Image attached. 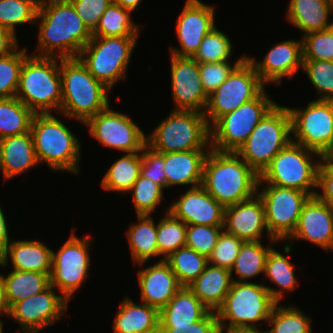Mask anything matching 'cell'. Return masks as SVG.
<instances>
[{
    "label": "cell",
    "instance_id": "obj_9",
    "mask_svg": "<svg viewBox=\"0 0 333 333\" xmlns=\"http://www.w3.org/2000/svg\"><path fill=\"white\" fill-rule=\"evenodd\" d=\"M314 156L318 157V160L314 159L316 162L313 161ZM322 158L317 152L291 141L274 156L259 175L258 184L293 188L313 197L317 192L315 188H317L318 169Z\"/></svg>",
    "mask_w": 333,
    "mask_h": 333
},
{
    "label": "cell",
    "instance_id": "obj_45",
    "mask_svg": "<svg viewBox=\"0 0 333 333\" xmlns=\"http://www.w3.org/2000/svg\"><path fill=\"white\" fill-rule=\"evenodd\" d=\"M163 187L151 179L139 176L128 191L133 193L132 201L137 215H151L163 199Z\"/></svg>",
    "mask_w": 333,
    "mask_h": 333
},
{
    "label": "cell",
    "instance_id": "obj_49",
    "mask_svg": "<svg viewBox=\"0 0 333 333\" xmlns=\"http://www.w3.org/2000/svg\"><path fill=\"white\" fill-rule=\"evenodd\" d=\"M243 243L236 236L230 235L223 230L211 255L208 257V264L231 270Z\"/></svg>",
    "mask_w": 333,
    "mask_h": 333
},
{
    "label": "cell",
    "instance_id": "obj_19",
    "mask_svg": "<svg viewBox=\"0 0 333 333\" xmlns=\"http://www.w3.org/2000/svg\"><path fill=\"white\" fill-rule=\"evenodd\" d=\"M214 13L213 5L186 0L175 26L181 48L170 47V54L193 58L204 36L215 27Z\"/></svg>",
    "mask_w": 333,
    "mask_h": 333
},
{
    "label": "cell",
    "instance_id": "obj_32",
    "mask_svg": "<svg viewBox=\"0 0 333 333\" xmlns=\"http://www.w3.org/2000/svg\"><path fill=\"white\" fill-rule=\"evenodd\" d=\"M152 215H137V223L131 224L126 234L132 260L143 266L153 257H158L157 225Z\"/></svg>",
    "mask_w": 333,
    "mask_h": 333
},
{
    "label": "cell",
    "instance_id": "obj_24",
    "mask_svg": "<svg viewBox=\"0 0 333 333\" xmlns=\"http://www.w3.org/2000/svg\"><path fill=\"white\" fill-rule=\"evenodd\" d=\"M141 302L157 308L165 307L182 287L170 265L160 260L138 271Z\"/></svg>",
    "mask_w": 333,
    "mask_h": 333
},
{
    "label": "cell",
    "instance_id": "obj_50",
    "mask_svg": "<svg viewBox=\"0 0 333 333\" xmlns=\"http://www.w3.org/2000/svg\"><path fill=\"white\" fill-rule=\"evenodd\" d=\"M246 57L240 56L234 61V65L229 61L218 63H199L200 79L205 93L209 96L213 93L230 75L233 69Z\"/></svg>",
    "mask_w": 333,
    "mask_h": 333
},
{
    "label": "cell",
    "instance_id": "obj_38",
    "mask_svg": "<svg viewBox=\"0 0 333 333\" xmlns=\"http://www.w3.org/2000/svg\"><path fill=\"white\" fill-rule=\"evenodd\" d=\"M33 116L18 98H0V139L29 132Z\"/></svg>",
    "mask_w": 333,
    "mask_h": 333
},
{
    "label": "cell",
    "instance_id": "obj_62",
    "mask_svg": "<svg viewBox=\"0 0 333 333\" xmlns=\"http://www.w3.org/2000/svg\"><path fill=\"white\" fill-rule=\"evenodd\" d=\"M17 333H20L19 331ZM24 333H37V332H24Z\"/></svg>",
    "mask_w": 333,
    "mask_h": 333
},
{
    "label": "cell",
    "instance_id": "obj_7",
    "mask_svg": "<svg viewBox=\"0 0 333 333\" xmlns=\"http://www.w3.org/2000/svg\"><path fill=\"white\" fill-rule=\"evenodd\" d=\"M147 145L159 153L210 150V126L204 113L173 109L147 136Z\"/></svg>",
    "mask_w": 333,
    "mask_h": 333
},
{
    "label": "cell",
    "instance_id": "obj_42",
    "mask_svg": "<svg viewBox=\"0 0 333 333\" xmlns=\"http://www.w3.org/2000/svg\"><path fill=\"white\" fill-rule=\"evenodd\" d=\"M40 0H0V28L16 35V26L32 23L36 17Z\"/></svg>",
    "mask_w": 333,
    "mask_h": 333
},
{
    "label": "cell",
    "instance_id": "obj_3",
    "mask_svg": "<svg viewBox=\"0 0 333 333\" xmlns=\"http://www.w3.org/2000/svg\"><path fill=\"white\" fill-rule=\"evenodd\" d=\"M62 102L60 114L84 124L109 106L111 92L96 80L78 57L60 58Z\"/></svg>",
    "mask_w": 333,
    "mask_h": 333
},
{
    "label": "cell",
    "instance_id": "obj_10",
    "mask_svg": "<svg viewBox=\"0 0 333 333\" xmlns=\"http://www.w3.org/2000/svg\"><path fill=\"white\" fill-rule=\"evenodd\" d=\"M138 37H92L78 55L93 77L110 90L126 80L127 68Z\"/></svg>",
    "mask_w": 333,
    "mask_h": 333
},
{
    "label": "cell",
    "instance_id": "obj_29",
    "mask_svg": "<svg viewBox=\"0 0 333 333\" xmlns=\"http://www.w3.org/2000/svg\"><path fill=\"white\" fill-rule=\"evenodd\" d=\"M232 283L229 269L208 264L188 288L210 311L216 312L224 303Z\"/></svg>",
    "mask_w": 333,
    "mask_h": 333
},
{
    "label": "cell",
    "instance_id": "obj_59",
    "mask_svg": "<svg viewBox=\"0 0 333 333\" xmlns=\"http://www.w3.org/2000/svg\"><path fill=\"white\" fill-rule=\"evenodd\" d=\"M220 333H266L264 330H251V329H246V330H221Z\"/></svg>",
    "mask_w": 333,
    "mask_h": 333
},
{
    "label": "cell",
    "instance_id": "obj_16",
    "mask_svg": "<svg viewBox=\"0 0 333 333\" xmlns=\"http://www.w3.org/2000/svg\"><path fill=\"white\" fill-rule=\"evenodd\" d=\"M83 125L89 129L91 137L113 150L140 152L147 145V136L141 128L126 114L111 109L110 105Z\"/></svg>",
    "mask_w": 333,
    "mask_h": 333
},
{
    "label": "cell",
    "instance_id": "obj_56",
    "mask_svg": "<svg viewBox=\"0 0 333 333\" xmlns=\"http://www.w3.org/2000/svg\"><path fill=\"white\" fill-rule=\"evenodd\" d=\"M8 227L3 209L0 206V257L6 252L8 245L12 242L8 235Z\"/></svg>",
    "mask_w": 333,
    "mask_h": 333
},
{
    "label": "cell",
    "instance_id": "obj_47",
    "mask_svg": "<svg viewBox=\"0 0 333 333\" xmlns=\"http://www.w3.org/2000/svg\"><path fill=\"white\" fill-rule=\"evenodd\" d=\"M303 60L333 61V26L303 35Z\"/></svg>",
    "mask_w": 333,
    "mask_h": 333
},
{
    "label": "cell",
    "instance_id": "obj_34",
    "mask_svg": "<svg viewBox=\"0 0 333 333\" xmlns=\"http://www.w3.org/2000/svg\"><path fill=\"white\" fill-rule=\"evenodd\" d=\"M142 151L126 153L109 167L103 176L101 186L104 190L127 193L141 173Z\"/></svg>",
    "mask_w": 333,
    "mask_h": 333
},
{
    "label": "cell",
    "instance_id": "obj_35",
    "mask_svg": "<svg viewBox=\"0 0 333 333\" xmlns=\"http://www.w3.org/2000/svg\"><path fill=\"white\" fill-rule=\"evenodd\" d=\"M294 269V263H291L287 256L273 247L270 249L266 260L265 276L279 286V289L269 286H266V288L276 303H280L279 301L285 297V291L290 292L297 287L298 282H296Z\"/></svg>",
    "mask_w": 333,
    "mask_h": 333
},
{
    "label": "cell",
    "instance_id": "obj_51",
    "mask_svg": "<svg viewBox=\"0 0 333 333\" xmlns=\"http://www.w3.org/2000/svg\"><path fill=\"white\" fill-rule=\"evenodd\" d=\"M141 176L151 179L166 188V173L164 171V153H159L146 145L142 150Z\"/></svg>",
    "mask_w": 333,
    "mask_h": 333
},
{
    "label": "cell",
    "instance_id": "obj_61",
    "mask_svg": "<svg viewBox=\"0 0 333 333\" xmlns=\"http://www.w3.org/2000/svg\"><path fill=\"white\" fill-rule=\"evenodd\" d=\"M333 7V0H326Z\"/></svg>",
    "mask_w": 333,
    "mask_h": 333
},
{
    "label": "cell",
    "instance_id": "obj_60",
    "mask_svg": "<svg viewBox=\"0 0 333 333\" xmlns=\"http://www.w3.org/2000/svg\"><path fill=\"white\" fill-rule=\"evenodd\" d=\"M3 321L2 320H0V333H3Z\"/></svg>",
    "mask_w": 333,
    "mask_h": 333
},
{
    "label": "cell",
    "instance_id": "obj_15",
    "mask_svg": "<svg viewBox=\"0 0 333 333\" xmlns=\"http://www.w3.org/2000/svg\"><path fill=\"white\" fill-rule=\"evenodd\" d=\"M257 190L264 204L270 235L279 242L288 240L297 226L303 205L311 196L297 189L270 184H258Z\"/></svg>",
    "mask_w": 333,
    "mask_h": 333
},
{
    "label": "cell",
    "instance_id": "obj_12",
    "mask_svg": "<svg viewBox=\"0 0 333 333\" xmlns=\"http://www.w3.org/2000/svg\"><path fill=\"white\" fill-rule=\"evenodd\" d=\"M264 85L250 60L245 57L208 96L204 115L209 126L221 116L258 97L265 90Z\"/></svg>",
    "mask_w": 333,
    "mask_h": 333
},
{
    "label": "cell",
    "instance_id": "obj_30",
    "mask_svg": "<svg viewBox=\"0 0 333 333\" xmlns=\"http://www.w3.org/2000/svg\"><path fill=\"white\" fill-rule=\"evenodd\" d=\"M113 322V333H157L159 310L143 302L124 298Z\"/></svg>",
    "mask_w": 333,
    "mask_h": 333
},
{
    "label": "cell",
    "instance_id": "obj_28",
    "mask_svg": "<svg viewBox=\"0 0 333 333\" xmlns=\"http://www.w3.org/2000/svg\"><path fill=\"white\" fill-rule=\"evenodd\" d=\"M210 310L188 287H181L159 311V327H183L202 320Z\"/></svg>",
    "mask_w": 333,
    "mask_h": 333
},
{
    "label": "cell",
    "instance_id": "obj_21",
    "mask_svg": "<svg viewBox=\"0 0 333 333\" xmlns=\"http://www.w3.org/2000/svg\"><path fill=\"white\" fill-rule=\"evenodd\" d=\"M224 207L200 185L183 193L168 208L186 225L224 226Z\"/></svg>",
    "mask_w": 333,
    "mask_h": 333
},
{
    "label": "cell",
    "instance_id": "obj_8",
    "mask_svg": "<svg viewBox=\"0 0 333 333\" xmlns=\"http://www.w3.org/2000/svg\"><path fill=\"white\" fill-rule=\"evenodd\" d=\"M291 115L278 103L256 125L236 153L258 174L292 141Z\"/></svg>",
    "mask_w": 333,
    "mask_h": 333
},
{
    "label": "cell",
    "instance_id": "obj_4",
    "mask_svg": "<svg viewBox=\"0 0 333 333\" xmlns=\"http://www.w3.org/2000/svg\"><path fill=\"white\" fill-rule=\"evenodd\" d=\"M16 98L34 114L60 112V58L28 55L23 62Z\"/></svg>",
    "mask_w": 333,
    "mask_h": 333
},
{
    "label": "cell",
    "instance_id": "obj_22",
    "mask_svg": "<svg viewBox=\"0 0 333 333\" xmlns=\"http://www.w3.org/2000/svg\"><path fill=\"white\" fill-rule=\"evenodd\" d=\"M288 239L292 244L294 239L309 241L333 252V208L316 196L310 197L303 205L297 226Z\"/></svg>",
    "mask_w": 333,
    "mask_h": 333
},
{
    "label": "cell",
    "instance_id": "obj_20",
    "mask_svg": "<svg viewBox=\"0 0 333 333\" xmlns=\"http://www.w3.org/2000/svg\"><path fill=\"white\" fill-rule=\"evenodd\" d=\"M223 230L243 242L260 241L266 230L271 243L278 242L268 231L264 204L257 193L247 200L225 207Z\"/></svg>",
    "mask_w": 333,
    "mask_h": 333
},
{
    "label": "cell",
    "instance_id": "obj_1",
    "mask_svg": "<svg viewBox=\"0 0 333 333\" xmlns=\"http://www.w3.org/2000/svg\"><path fill=\"white\" fill-rule=\"evenodd\" d=\"M40 19L33 55L75 58L93 37L69 0H40L36 25Z\"/></svg>",
    "mask_w": 333,
    "mask_h": 333
},
{
    "label": "cell",
    "instance_id": "obj_54",
    "mask_svg": "<svg viewBox=\"0 0 333 333\" xmlns=\"http://www.w3.org/2000/svg\"><path fill=\"white\" fill-rule=\"evenodd\" d=\"M216 312L210 311L202 320L183 327H159L157 333H220Z\"/></svg>",
    "mask_w": 333,
    "mask_h": 333
},
{
    "label": "cell",
    "instance_id": "obj_52",
    "mask_svg": "<svg viewBox=\"0 0 333 333\" xmlns=\"http://www.w3.org/2000/svg\"><path fill=\"white\" fill-rule=\"evenodd\" d=\"M78 16L85 25L93 31L99 23L100 17L113 3V0H69Z\"/></svg>",
    "mask_w": 333,
    "mask_h": 333
},
{
    "label": "cell",
    "instance_id": "obj_55",
    "mask_svg": "<svg viewBox=\"0 0 333 333\" xmlns=\"http://www.w3.org/2000/svg\"><path fill=\"white\" fill-rule=\"evenodd\" d=\"M16 36L10 30L0 28V57L9 55L18 48Z\"/></svg>",
    "mask_w": 333,
    "mask_h": 333
},
{
    "label": "cell",
    "instance_id": "obj_41",
    "mask_svg": "<svg viewBox=\"0 0 333 333\" xmlns=\"http://www.w3.org/2000/svg\"><path fill=\"white\" fill-rule=\"evenodd\" d=\"M157 224V246L158 252L165 260L172 252L186 246L187 225L180 219L174 217L168 209Z\"/></svg>",
    "mask_w": 333,
    "mask_h": 333
},
{
    "label": "cell",
    "instance_id": "obj_31",
    "mask_svg": "<svg viewBox=\"0 0 333 333\" xmlns=\"http://www.w3.org/2000/svg\"><path fill=\"white\" fill-rule=\"evenodd\" d=\"M331 12L333 7L326 0H290L286 16L289 23L305 35L331 28Z\"/></svg>",
    "mask_w": 333,
    "mask_h": 333
},
{
    "label": "cell",
    "instance_id": "obj_39",
    "mask_svg": "<svg viewBox=\"0 0 333 333\" xmlns=\"http://www.w3.org/2000/svg\"><path fill=\"white\" fill-rule=\"evenodd\" d=\"M165 261L170 265L182 287L192 284L208 265L206 256L186 246L172 252Z\"/></svg>",
    "mask_w": 333,
    "mask_h": 333
},
{
    "label": "cell",
    "instance_id": "obj_40",
    "mask_svg": "<svg viewBox=\"0 0 333 333\" xmlns=\"http://www.w3.org/2000/svg\"><path fill=\"white\" fill-rule=\"evenodd\" d=\"M311 321L299 308L276 303L267 321L272 327L265 331L266 333H312Z\"/></svg>",
    "mask_w": 333,
    "mask_h": 333
},
{
    "label": "cell",
    "instance_id": "obj_23",
    "mask_svg": "<svg viewBox=\"0 0 333 333\" xmlns=\"http://www.w3.org/2000/svg\"><path fill=\"white\" fill-rule=\"evenodd\" d=\"M255 68L264 84H280L284 77L293 78L303 64L302 39L284 40L276 43L258 62L255 58L246 56Z\"/></svg>",
    "mask_w": 333,
    "mask_h": 333
},
{
    "label": "cell",
    "instance_id": "obj_25",
    "mask_svg": "<svg viewBox=\"0 0 333 333\" xmlns=\"http://www.w3.org/2000/svg\"><path fill=\"white\" fill-rule=\"evenodd\" d=\"M210 150H188L164 153L166 188L177 185H202L203 165Z\"/></svg>",
    "mask_w": 333,
    "mask_h": 333
},
{
    "label": "cell",
    "instance_id": "obj_11",
    "mask_svg": "<svg viewBox=\"0 0 333 333\" xmlns=\"http://www.w3.org/2000/svg\"><path fill=\"white\" fill-rule=\"evenodd\" d=\"M276 104L264 90L255 99L221 116L210 127L211 148L220 152H236Z\"/></svg>",
    "mask_w": 333,
    "mask_h": 333
},
{
    "label": "cell",
    "instance_id": "obj_53",
    "mask_svg": "<svg viewBox=\"0 0 333 333\" xmlns=\"http://www.w3.org/2000/svg\"><path fill=\"white\" fill-rule=\"evenodd\" d=\"M316 197L333 208V156H325L321 159L318 169Z\"/></svg>",
    "mask_w": 333,
    "mask_h": 333
},
{
    "label": "cell",
    "instance_id": "obj_37",
    "mask_svg": "<svg viewBox=\"0 0 333 333\" xmlns=\"http://www.w3.org/2000/svg\"><path fill=\"white\" fill-rule=\"evenodd\" d=\"M131 11L112 3L92 31L93 37H139L141 27L132 22Z\"/></svg>",
    "mask_w": 333,
    "mask_h": 333
},
{
    "label": "cell",
    "instance_id": "obj_48",
    "mask_svg": "<svg viewBox=\"0 0 333 333\" xmlns=\"http://www.w3.org/2000/svg\"><path fill=\"white\" fill-rule=\"evenodd\" d=\"M224 226L187 225L186 247L194 249L197 253L206 256L211 255L217 239Z\"/></svg>",
    "mask_w": 333,
    "mask_h": 333
},
{
    "label": "cell",
    "instance_id": "obj_26",
    "mask_svg": "<svg viewBox=\"0 0 333 333\" xmlns=\"http://www.w3.org/2000/svg\"><path fill=\"white\" fill-rule=\"evenodd\" d=\"M38 163L30 131L0 139V164L5 181L21 176Z\"/></svg>",
    "mask_w": 333,
    "mask_h": 333
},
{
    "label": "cell",
    "instance_id": "obj_57",
    "mask_svg": "<svg viewBox=\"0 0 333 333\" xmlns=\"http://www.w3.org/2000/svg\"><path fill=\"white\" fill-rule=\"evenodd\" d=\"M142 0H113L114 3L118 4L122 8L128 9L131 12L138 10Z\"/></svg>",
    "mask_w": 333,
    "mask_h": 333
},
{
    "label": "cell",
    "instance_id": "obj_58",
    "mask_svg": "<svg viewBox=\"0 0 333 333\" xmlns=\"http://www.w3.org/2000/svg\"><path fill=\"white\" fill-rule=\"evenodd\" d=\"M8 314H9V308L5 300L4 284L0 274V317L2 315H8Z\"/></svg>",
    "mask_w": 333,
    "mask_h": 333
},
{
    "label": "cell",
    "instance_id": "obj_46",
    "mask_svg": "<svg viewBox=\"0 0 333 333\" xmlns=\"http://www.w3.org/2000/svg\"><path fill=\"white\" fill-rule=\"evenodd\" d=\"M302 69L320 94L317 100L333 101V61L303 60Z\"/></svg>",
    "mask_w": 333,
    "mask_h": 333
},
{
    "label": "cell",
    "instance_id": "obj_33",
    "mask_svg": "<svg viewBox=\"0 0 333 333\" xmlns=\"http://www.w3.org/2000/svg\"><path fill=\"white\" fill-rule=\"evenodd\" d=\"M50 274L21 270H12L6 276L1 274L8 308L47 289L50 286Z\"/></svg>",
    "mask_w": 333,
    "mask_h": 333
},
{
    "label": "cell",
    "instance_id": "obj_18",
    "mask_svg": "<svg viewBox=\"0 0 333 333\" xmlns=\"http://www.w3.org/2000/svg\"><path fill=\"white\" fill-rule=\"evenodd\" d=\"M170 55L174 110H193L204 113L208 95L200 79L199 63L194 58Z\"/></svg>",
    "mask_w": 333,
    "mask_h": 333
},
{
    "label": "cell",
    "instance_id": "obj_2",
    "mask_svg": "<svg viewBox=\"0 0 333 333\" xmlns=\"http://www.w3.org/2000/svg\"><path fill=\"white\" fill-rule=\"evenodd\" d=\"M258 181L259 175L236 152H208L202 186L224 208L253 197Z\"/></svg>",
    "mask_w": 333,
    "mask_h": 333
},
{
    "label": "cell",
    "instance_id": "obj_44",
    "mask_svg": "<svg viewBox=\"0 0 333 333\" xmlns=\"http://www.w3.org/2000/svg\"><path fill=\"white\" fill-rule=\"evenodd\" d=\"M27 48L16 49L9 55L0 57V98L16 97L19 78Z\"/></svg>",
    "mask_w": 333,
    "mask_h": 333
},
{
    "label": "cell",
    "instance_id": "obj_43",
    "mask_svg": "<svg viewBox=\"0 0 333 333\" xmlns=\"http://www.w3.org/2000/svg\"><path fill=\"white\" fill-rule=\"evenodd\" d=\"M233 45L228 36L215 26L206 34L199 46L194 59L198 63H218L229 61L233 52Z\"/></svg>",
    "mask_w": 333,
    "mask_h": 333
},
{
    "label": "cell",
    "instance_id": "obj_14",
    "mask_svg": "<svg viewBox=\"0 0 333 333\" xmlns=\"http://www.w3.org/2000/svg\"><path fill=\"white\" fill-rule=\"evenodd\" d=\"M68 240L55 253L52 251V269L50 285L58 288L61 294L70 302L75 291L81 288L89 276L91 265L89 250L90 235L79 238L74 229Z\"/></svg>",
    "mask_w": 333,
    "mask_h": 333
},
{
    "label": "cell",
    "instance_id": "obj_36",
    "mask_svg": "<svg viewBox=\"0 0 333 333\" xmlns=\"http://www.w3.org/2000/svg\"><path fill=\"white\" fill-rule=\"evenodd\" d=\"M262 241L244 242L230 272L238 276L235 282H249L248 279L265 273L266 260L272 246H263Z\"/></svg>",
    "mask_w": 333,
    "mask_h": 333
},
{
    "label": "cell",
    "instance_id": "obj_6",
    "mask_svg": "<svg viewBox=\"0 0 333 333\" xmlns=\"http://www.w3.org/2000/svg\"><path fill=\"white\" fill-rule=\"evenodd\" d=\"M275 305L265 285L251 280L233 281L224 303L216 311L220 330H257L258 324L268 321Z\"/></svg>",
    "mask_w": 333,
    "mask_h": 333
},
{
    "label": "cell",
    "instance_id": "obj_13",
    "mask_svg": "<svg viewBox=\"0 0 333 333\" xmlns=\"http://www.w3.org/2000/svg\"><path fill=\"white\" fill-rule=\"evenodd\" d=\"M292 142L322 157L333 156V101L314 100L305 109L288 107Z\"/></svg>",
    "mask_w": 333,
    "mask_h": 333
},
{
    "label": "cell",
    "instance_id": "obj_27",
    "mask_svg": "<svg viewBox=\"0 0 333 333\" xmlns=\"http://www.w3.org/2000/svg\"><path fill=\"white\" fill-rule=\"evenodd\" d=\"M52 251L37 239L12 241L0 257V266L6 267L11 258L12 270L51 273Z\"/></svg>",
    "mask_w": 333,
    "mask_h": 333
},
{
    "label": "cell",
    "instance_id": "obj_17",
    "mask_svg": "<svg viewBox=\"0 0 333 333\" xmlns=\"http://www.w3.org/2000/svg\"><path fill=\"white\" fill-rule=\"evenodd\" d=\"M68 300L55 293L50 285L43 292L30 296L9 308L8 317L15 320L24 332H40L58 322L68 308Z\"/></svg>",
    "mask_w": 333,
    "mask_h": 333
},
{
    "label": "cell",
    "instance_id": "obj_5",
    "mask_svg": "<svg viewBox=\"0 0 333 333\" xmlns=\"http://www.w3.org/2000/svg\"><path fill=\"white\" fill-rule=\"evenodd\" d=\"M30 132L39 164L44 161L50 170L79 173L80 142L62 121L52 113L34 114Z\"/></svg>",
    "mask_w": 333,
    "mask_h": 333
}]
</instances>
